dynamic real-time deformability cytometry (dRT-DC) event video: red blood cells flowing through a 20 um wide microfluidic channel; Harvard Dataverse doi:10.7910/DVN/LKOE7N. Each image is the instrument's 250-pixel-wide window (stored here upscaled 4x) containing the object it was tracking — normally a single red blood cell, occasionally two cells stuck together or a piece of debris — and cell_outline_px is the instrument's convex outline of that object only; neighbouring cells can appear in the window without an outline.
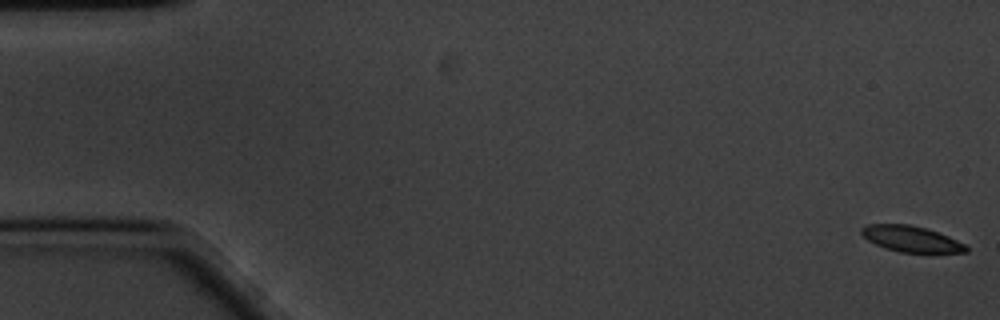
{"species": "common noctule bat (a hibernating species)", "species_latin": "Nyctalus noctula", "temperature_condition": "cold", "stored_images_in_passage": 61, "camera_frame_rate_fps": 3000, "um_per_image_px": 0.085, "animal": {"sex": "male", "body_mass_g": 20.1, "forearm_length_mm": 53.5}, "frame": {"image": 1, "passage_image": 1, "time_ms": 0.0, "image_size_px": [1000, 320], "cell_outline_px": [[968, 252], [900, 252], [884, 248], [868, 240], [860, 232], [860, 228], [868, 224], [908, 224], [928, 228], [948, 236], [964, 244], [968, 248]], "centroid_in_image_um": [77.42, 20.29], "position_along_channel_um": 7.6, "area_um2": 15.72}}
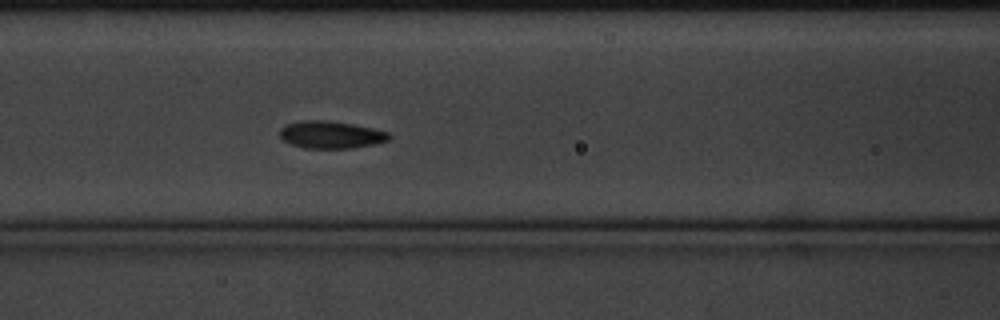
{"frame": {"image": 2, "passage_image": 25, "time_ms": 8.0, "image_size_px": [1000, 320], "cell_outline_px": [[392, 136], [388, 140], [376, 144], [352, 148], [304, 148], [292, 144], [284, 140], [280, 136], [280, 128], [284, 124], [300, 120], [324, 120], [352, 124], [372, 128], [388, 132]], "centroid_in_image_um": [28.12, 11.45], "position_along_channel_um": 138.5, "area_um2": 17.46}}
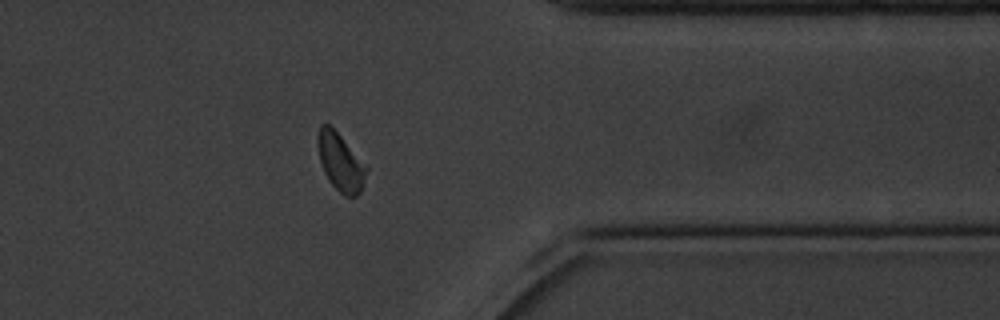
{"frame": {"image": 3, "passage_image": 48, "time_ms": 15.667, "image_size_px": [1000, 320], "cell_outline_px": [[368, 172], [360, 192], [356, 196], [344, 196], [328, 180], [324, 172], [320, 160], [316, 144], [316, 140], [320, 124], [328, 124], [340, 136], [368, 168]], "centroid_in_image_um": [28.92, 13.79], "position_along_channel_um": 382.5, "area_um2": 16.13}, "authors_computed_cell_mechanics": {"area_um2": 16.8198, "velocity_mm_per_s": 3.3399, "shape_relaxation_time_tau1_ms": 2.113, "shape_relaxation_time_tau2_ms": 4.6687, "deformation_change_tau1": 0.0953, "deformation_change_tau2": 0.0881}}